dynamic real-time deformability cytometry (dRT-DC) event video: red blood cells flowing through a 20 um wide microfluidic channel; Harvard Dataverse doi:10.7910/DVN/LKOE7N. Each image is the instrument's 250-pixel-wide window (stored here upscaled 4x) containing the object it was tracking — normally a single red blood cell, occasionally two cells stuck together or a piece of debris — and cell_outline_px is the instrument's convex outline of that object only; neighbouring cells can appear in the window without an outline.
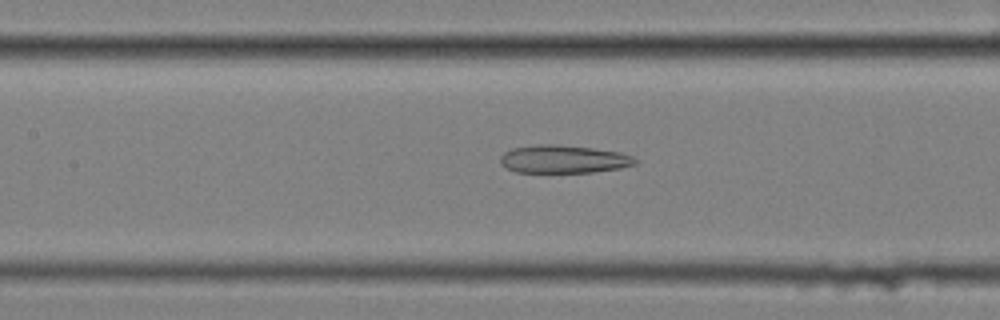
{"species": "common noctule bat (a hibernating species)", "species_latin": "Nyctalus noctula", "temperature_condition": "cold", "stored_images_in_passage": 58, "camera_frame_rate_fps": 3000, "um_per_image_px": 0.085, "animal": {"sex": "female", "body_mass_g": 25.1}, "frame": {"image": 1, "passage_image": 26, "time_ms": 8.333, "image_size_px": [1000, 320], "cell_outline_px": [[640, 160], [636, 164], [620, 168], [592, 172], [516, 172], [500, 164], [500, 156], [504, 152], [512, 148], [540, 144], [556, 144], [592, 148], [620, 152], [632, 156]], "centroid_in_image_um": [47.91, 13.52], "position_along_channel_um": 159.5, "area_um2": 22.02}}
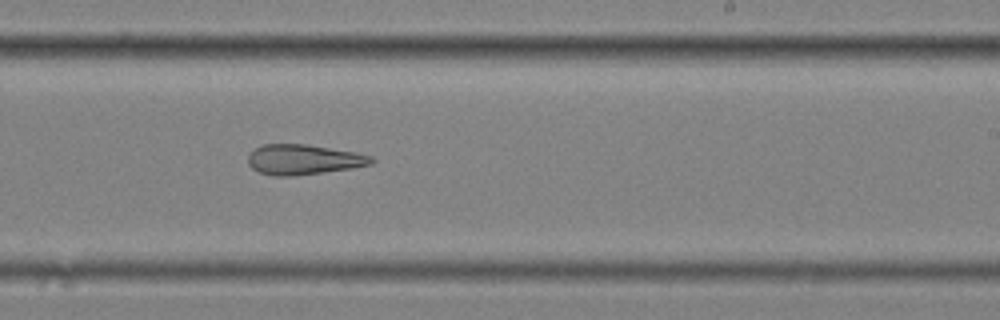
{"frame": {"image": 2, "passage_image": 35, "time_ms": 11.333, "image_size_px": [1000, 320], "cell_outline_px": [[376, 160], [372, 164], [352, 168], [292, 176], [272, 176], [260, 172], [252, 168], [248, 164], [248, 156], [256, 148], [264, 144], [308, 144], [356, 152], [372, 156]], "centroid_in_image_um": [25.82, 13.56], "position_along_channel_um": 263.2, "area_um2": 21.68}}
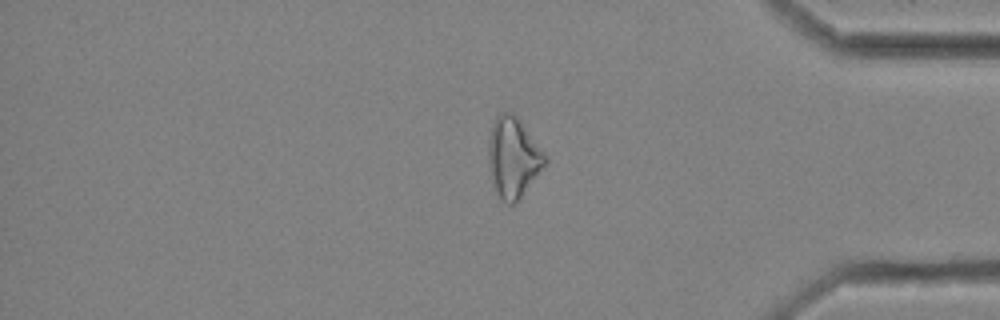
{"frame": {"image": 3, "passage_image": 48, "time_ms": 15.667, "image_size_px": [1000, 320], "cell_outline_px": [[548, 160], [520, 196], [512, 204], [508, 204], [500, 200], [496, 192], [488, 156], [488, 144], [492, 124], [496, 116], [500, 112], [512, 112], [520, 120], [548, 156]], "centroid_in_image_um": [43.62, 13.33], "position_along_channel_um": 391.6, "area_um2": 25.89}, "authors_computed_cell_mechanics": {"area_um2": 27.3105, "velocity_mm_per_s": 3.466, "shape_relaxation_time_tau1_ms": null, "shape_relaxation_time_tau2_ms": 6.4157, "deformation_change_tau1": null, "deformation_change_tau2": 0.1945}}